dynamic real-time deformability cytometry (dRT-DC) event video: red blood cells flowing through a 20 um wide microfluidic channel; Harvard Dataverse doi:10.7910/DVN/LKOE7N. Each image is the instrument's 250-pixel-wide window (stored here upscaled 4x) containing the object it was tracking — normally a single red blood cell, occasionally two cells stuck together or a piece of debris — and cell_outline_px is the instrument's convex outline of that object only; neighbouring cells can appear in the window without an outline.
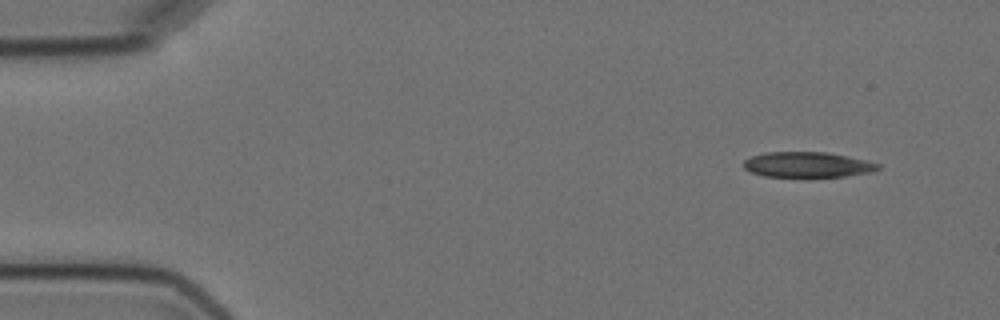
{"species": "Egyptian fruit bat (a non-hibernating species)", "species_latin": "Rousettus aegyptiacus", "temperature_condition": "cold", "stored_images_in_passage": 3, "camera_frame_rate_fps": 3000, "um_per_image_px": 0.085, "animal": {"sex": "female"}, "frame": {"image": 1, "passage_image": 1, "time_ms": 0.0, "image_size_px": [1000, 320], "cell_outline_px": [[880, 168], [872, 172], [844, 176], [764, 176], [752, 172], [744, 168], [744, 160], [752, 156], [764, 152], [828, 152], [868, 160], [880, 164]], "centroid_in_image_um": [68.67, 13.98], "position_along_channel_um": 16.3, "area_um2": 19.77}}
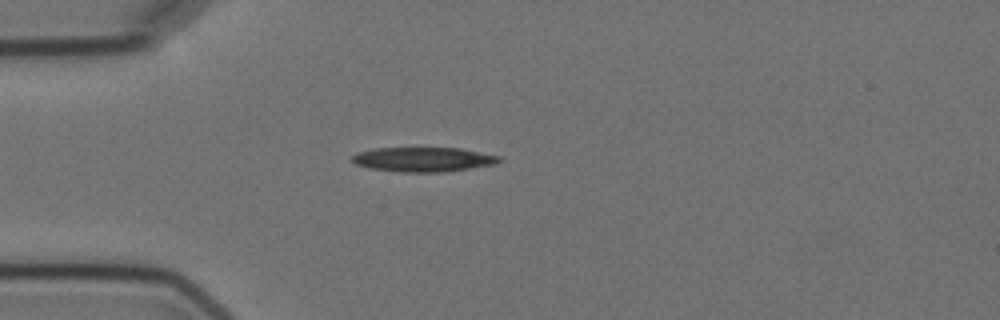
{"frame": {"image": 2, "passage_image": 3, "time_ms": 3.333, "image_size_px": [1000, 320], "cell_outline_px": [[504, 160], [496, 164], [444, 172], [400, 172], [368, 168], [356, 164], [352, 160], [352, 156], [356, 152], [376, 148], [460, 148], [500, 156]], "centroid_in_image_um": [35.99, 13.55], "position_along_channel_um": 49.0, "area_um2": 21.1}}